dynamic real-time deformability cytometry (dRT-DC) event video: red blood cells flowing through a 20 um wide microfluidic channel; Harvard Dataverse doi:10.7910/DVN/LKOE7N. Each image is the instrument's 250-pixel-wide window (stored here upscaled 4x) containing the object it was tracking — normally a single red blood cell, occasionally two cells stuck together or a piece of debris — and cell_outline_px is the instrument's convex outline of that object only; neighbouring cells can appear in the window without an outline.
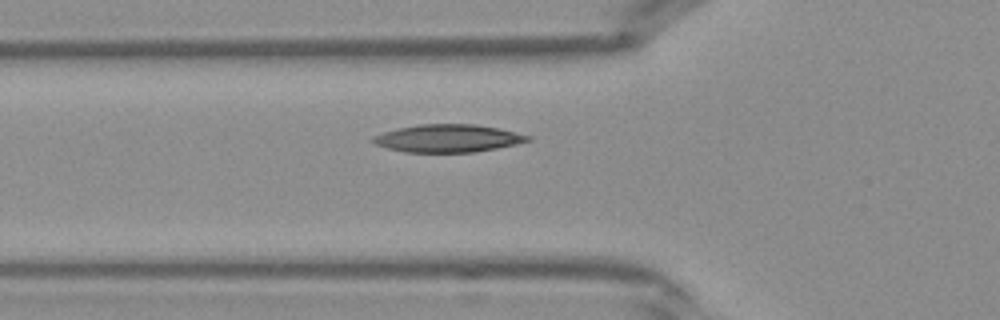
{"species": "Egyptian fruit bat (a non-hibernating species)", "species_latin": "Rousettus aegyptiacus", "temperature_condition": "warm", "stored_images_in_passage": 27, "camera_frame_rate_fps": 3000, "um_per_image_px": 0.085, "frame": {"image": 1, "passage_image": 2, "time_ms": 0.333, "image_size_px": [1000, 320], "cell_outline_px": [[532, 140], [516, 144], [476, 152], [404, 152], [388, 148], [376, 144], [372, 140], [372, 136], [384, 132], [400, 128], [420, 124], [476, 124], [496, 128], [532, 136]], "centroid_in_image_um": [38.09, 11.76], "position_along_channel_um": 87.7, "area_um2": 24.8}}
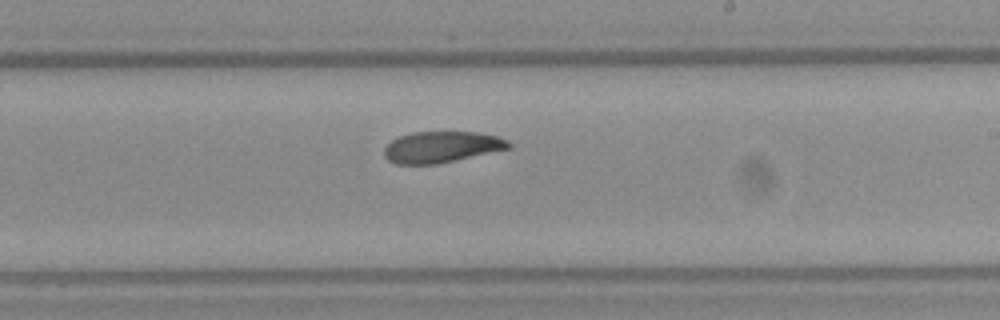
{"frame": {"image": 2, "passage_image": 12, "time_ms": 3.667, "image_size_px": [1000, 320], "cell_outline_px": [[512, 148], [436, 164], [396, 164], [388, 160], [384, 156], [384, 148], [392, 140], [400, 136], [412, 132], [476, 132], [496, 136], [508, 140], [512, 144]], "centroid_in_image_um": [37.54, 12.49], "position_along_channel_um": 251.5, "area_um2": 22.6}}
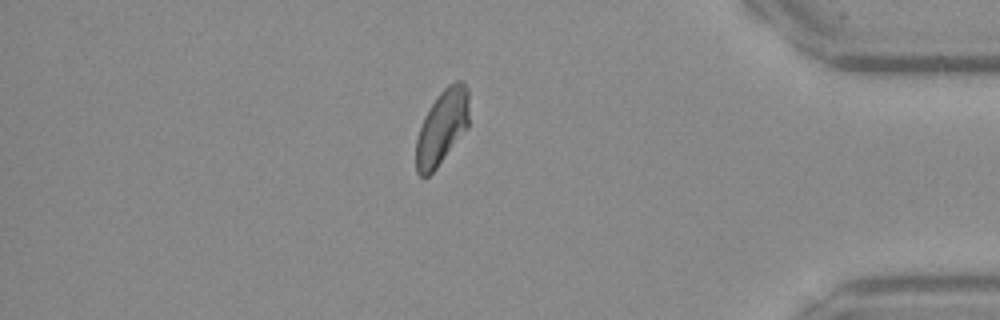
{"frame": {"image": 3, "passage_image": 23, "time_ms": 7.333, "image_size_px": [1000, 320], "cell_outline_px": [[468, 128], [436, 168], [424, 180], [416, 172], [416, 140], [424, 116], [440, 92], [448, 84], [456, 80], [460, 80], [468, 88]], "centroid_in_image_um": [37.56, 10.83], "position_along_channel_um": 397.6, "area_um2": 23.06}}